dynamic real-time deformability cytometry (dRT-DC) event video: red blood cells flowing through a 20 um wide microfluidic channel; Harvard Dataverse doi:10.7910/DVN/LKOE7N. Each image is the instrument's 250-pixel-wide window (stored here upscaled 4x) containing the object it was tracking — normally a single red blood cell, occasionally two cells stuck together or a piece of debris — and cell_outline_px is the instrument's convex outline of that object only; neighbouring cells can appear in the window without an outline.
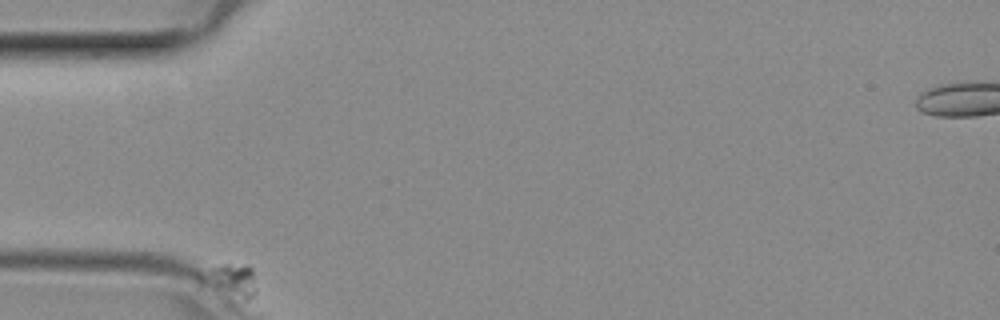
{"species": "common noctule bat (a hibernating species)", "species_latin": "Nyctalus noctula", "temperature_condition": "room temperature", "stored_images_in_passage": 23, "camera_frame_rate_fps": 3000, "um_per_image_px": 0.085, "animal": {"sex": "female", "body_mass_g": 29.2, "forearm_length_mm": 56.3}, "frame": {"image": 1, "passage_image": 1, "time_ms": 0.0, "image_size_px": [1000, 320], "cell_outline_px": [[256, 292], [248, 300], [200, 280], [192, 276], [192, 272], [224, 264], [244, 264], [252, 268], [256, 288]], "centroid_in_image_um": [19.55, 23.71], "position_along_channel_um": 65.5, "area_um2": 10.23}}
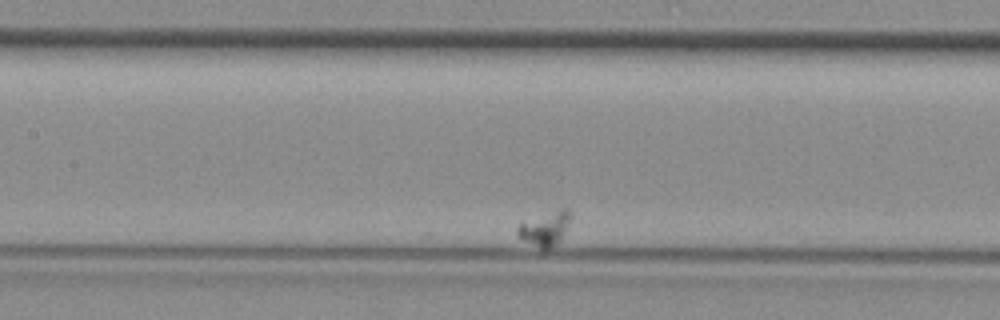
{"frame": {"image": 2, "passage_image": 16, "time_ms": 5.0, "image_size_px": [1000, 320], "cell_outline_px": [[572, 216], [560, 240], [544, 252], [520, 236], [516, 232], [516, 228], [520, 224], [560, 208], [568, 208], [572, 212]], "centroid_in_image_um": [46.38, 19.43], "position_along_channel_um": 161.0, "area_um2": 10.23}}
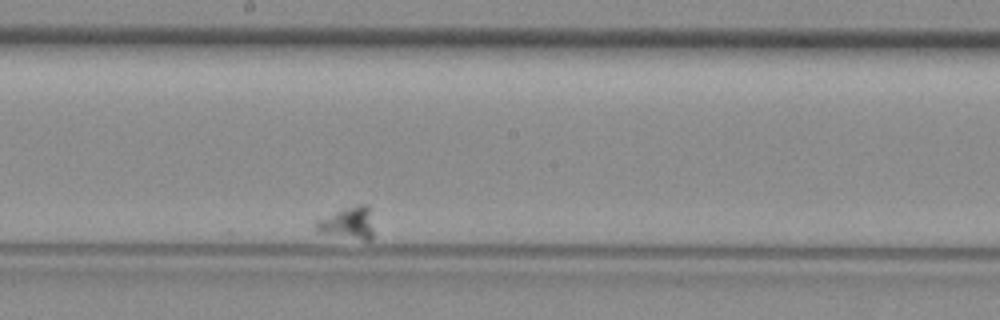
{"frame": {"image": 3, "passage_image": 23, "time_ms": 7.333, "image_size_px": [1000, 320], "cell_outline_px": [[372, 240], [364, 240], [320, 232], [316, 228], [316, 220], [344, 208], [360, 204], [368, 204], [372, 228]], "centroid_in_image_um": [29.59, 18.94], "position_along_channel_um": 218.6, "area_um2": 10.4}}